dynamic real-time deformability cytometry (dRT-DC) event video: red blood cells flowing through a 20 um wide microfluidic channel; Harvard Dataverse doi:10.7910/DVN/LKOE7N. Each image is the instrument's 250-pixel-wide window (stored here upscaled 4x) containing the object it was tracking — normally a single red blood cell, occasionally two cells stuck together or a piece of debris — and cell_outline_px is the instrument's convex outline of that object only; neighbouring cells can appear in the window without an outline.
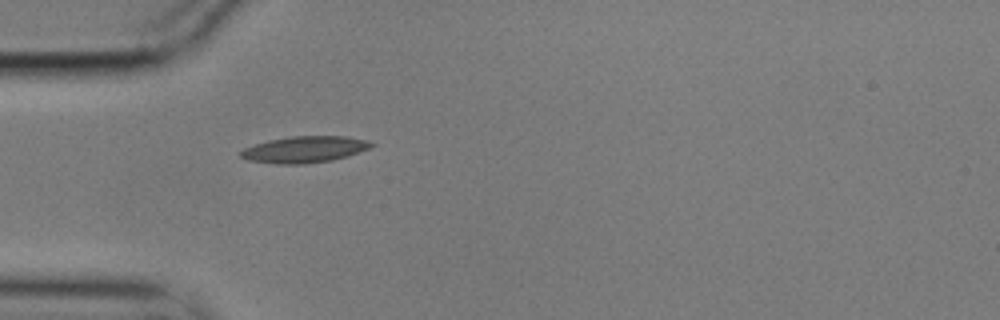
{"species": "common noctule bat (a hibernating species)", "species_latin": "Nyctalus noctula", "temperature_condition": "cold", "stored_images_in_passage": 33, "camera_frame_rate_fps": 3000, "um_per_image_px": 0.085, "animal": {"sex": "male", "body_mass_g": 17.9}, "frame": {"image": 1, "passage_image": 1, "time_ms": 0.0, "image_size_px": [1000, 320], "cell_outline_px": [[376, 144], [368, 148], [348, 156], [332, 160], [304, 164], [276, 164], [248, 160], [240, 156], [240, 152], [244, 148], [268, 140], [292, 136], [344, 136], [364, 140]], "centroid_in_image_um": [25.86, 12.71], "position_along_channel_um": 59.1, "area_um2": 19.94}}
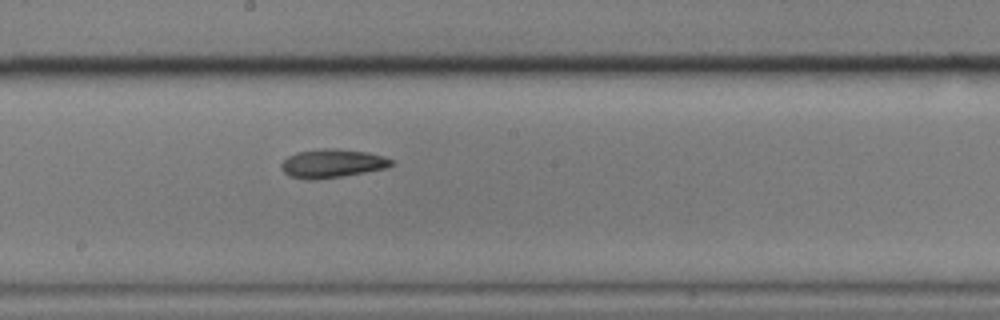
{"frame": {"image": 2, "passage_image": 15, "time_ms": 4.667, "image_size_px": [1000, 320], "cell_outline_px": [[392, 164], [384, 168], [364, 172], [316, 180], [304, 180], [288, 176], [280, 168], [280, 164], [288, 156], [296, 152], [324, 148], [332, 148], [368, 152], [384, 156], [392, 160]], "centroid_in_image_um": [28.16, 13.89], "position_along_channel_um": 220.0, "area_um2": 18.32}}
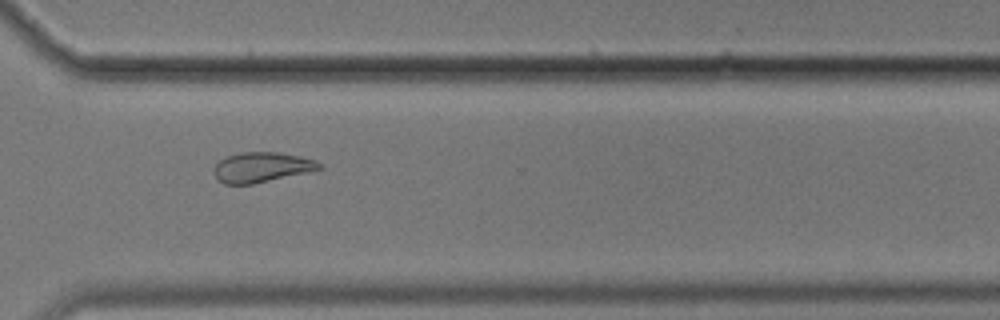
{"frame": {"image": 3, "passage_image": 26, "time_ms": 8.333, "image_size_px": [1000, 320], "cell_outline_px": [[324, 168], [252, 184], [224, 184], [216, 180], [216, 164], [220, 160], [228, 156], [244, 152], [276, 152], [300, 156], [316, 160]], "centroid_in_image_um": [22.25, 14.21], "position_along_channel_um": 348.3, "area_um2": 18.09}, "authors_computed_cell_mechanics": {"area_um2": 18.0914, "velocity_mm_per_s": 3.5113, "shape_relaxation_time_tau1_ms": 5.9992, "shape_relaxation_time_tau2_ms": 5.1351, "deformation_change_tau1": 0.1401, "deformation_change_tau2": 0.1171}}